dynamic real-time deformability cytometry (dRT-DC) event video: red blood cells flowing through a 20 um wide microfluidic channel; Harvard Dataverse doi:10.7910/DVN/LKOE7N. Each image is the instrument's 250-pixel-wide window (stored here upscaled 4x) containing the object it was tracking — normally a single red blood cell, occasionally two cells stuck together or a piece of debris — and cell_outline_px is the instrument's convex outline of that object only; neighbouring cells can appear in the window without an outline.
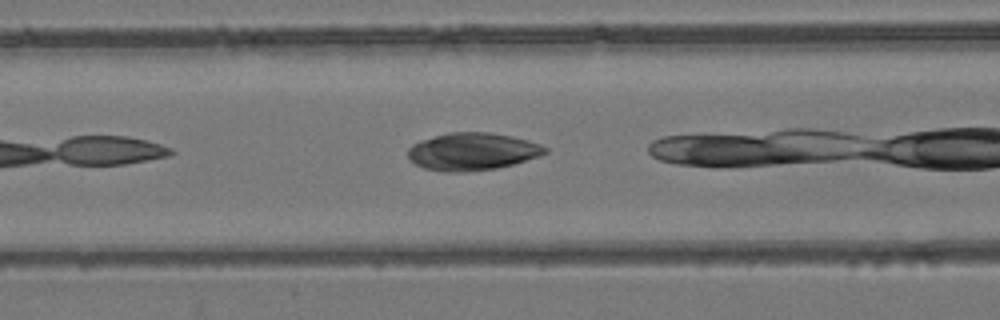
{"species": "common noctule bat (a hibernating species)", "species_latin": "Nyctalus noctula", "temperature_condition": "room temperature", "stored_images_in_passage": 24, "camera_frame_rate_fps": 3000, "um_per_image_px": 0.085, "animal": {"sex": "female", "body_mass_g": 24.6, "forearm_length_mm": 56.2}, "frame": {"image": 1, "passage_image": 8, "time_ms": 2.333, "image_size_px": [1000, 320], "cell_outline_px": [[548, 152], [540, 156], [512, 164], [496, 168], [464, 172], [444, 172], [424, 168], [416, 164], [408, 156], [408, 148], [412, 144], [420, 140], [448, 132], [488, 132], [512, 136], [528, 140], [540, 144], [548, 148]], "centroid_in_image_um": [40.15, 12.87], "position_along_channel_um": 126.5, "area_um2": 30.0}}
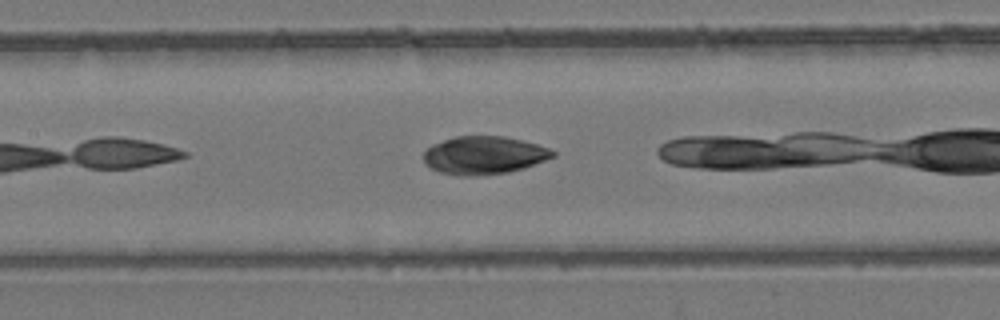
{"frame": {"image": 2, "passage_image": 11, "time_ms": 3.333, "image_size_px": [1000, 320], "cell_outline_px": [[556, 156], [524, 168], [508, 172], [472, 176], [460, 176], [440, 172], [424, 164], [424, 152], [432, 144], [456, 136], [504, 136], [536, 144], [548, 148], [556, 152]], "centroid_in_image_um": [41.13, 13.2], "position_along_channel_um": 166.3, "area_um2": 28.5}}
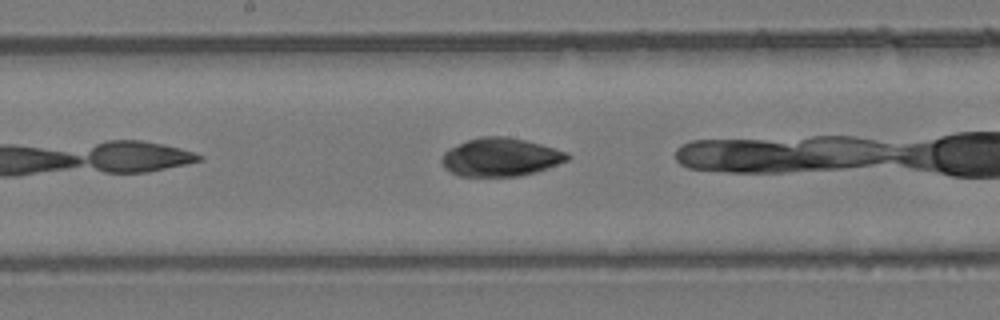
{"frame": {"image": 3, "passage_image": 14, "time_ms": 4.333, "image_size_px": [1000, 320], "cell_outline_px": [[572, 156], [568, 160], [536, 172], [520, 176], [460, 176], [444, 168], [440, 160], [444, 152], [448, 148], [468, 140], [480, 136], [508, 136], [556, 148], [568, 152]], "centroid_in_image_um": [42.55, 13.35], "position_along_channel_um": 205.6, "area_um2": 28.15}}